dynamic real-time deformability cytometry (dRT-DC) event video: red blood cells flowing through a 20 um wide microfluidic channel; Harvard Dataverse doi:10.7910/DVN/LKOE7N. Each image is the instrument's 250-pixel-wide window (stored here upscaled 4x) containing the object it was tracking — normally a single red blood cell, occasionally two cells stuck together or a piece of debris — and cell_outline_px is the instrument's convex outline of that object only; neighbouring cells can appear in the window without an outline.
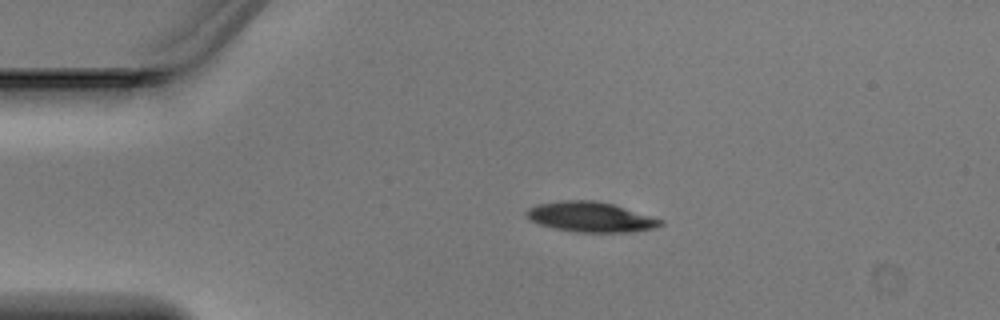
{"species": "Egyptian fruit bat (a non-hibernating species)", "species_latin": "Rousettus aegyptiacus", "temperature_condition": "warm", "stored_images_in_passage": 3, "camera_frame_rate_fps": 3000, "um_per_image_px": 0.085, "animal": {"sex": "male"}, "frame": {"image": 1, "passage_image": 3, "time_ms": 0.667, "image_size_px": [1000, 320], "cell_outline_px": [[664, 224], [652, 228], [632, 232], [576, 232], [552, 228], [528, 220], [524, 216], [524, 212], [528, 208], [536, 204], [560, 200], [596, 200], [612, 204], [664, 220]], "centroid_in_image_um": [50.13, 18.44], "position_along_channel_um": 34.9, "area_um2": 23.7}}